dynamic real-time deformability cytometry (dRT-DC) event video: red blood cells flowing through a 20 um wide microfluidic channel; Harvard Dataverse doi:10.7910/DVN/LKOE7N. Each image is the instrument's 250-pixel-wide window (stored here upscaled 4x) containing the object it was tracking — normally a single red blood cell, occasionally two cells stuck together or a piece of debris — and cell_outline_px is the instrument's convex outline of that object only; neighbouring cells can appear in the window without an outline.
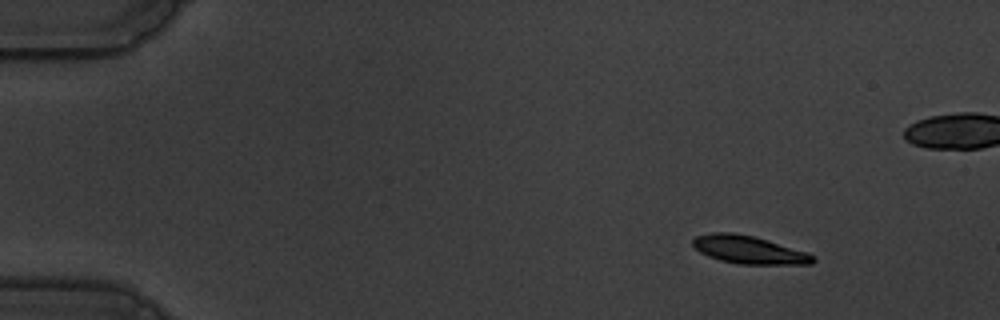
{"species": "common noctule bat (a hibernating species)", "species_latin": "Nyctalus noctula", "temperature_condition": "warm", "stored_images_in_passage": 2, "camera_frame_rate_fps": 3000, "um_per_image_px": 0.085, "animal": {"sex": "male", "body_mass_g": 19.5, "forearm_length_mm": 54.6}, "frame": {"image": 1, "passage_image": 1, "time_ms": 0.0, "image_size_px": [1000, 320], "cell_outline_px": [[816, 260], [812, 264], [740, 264], [720, 260], [708, 256], [700, 252], [692, 244], [692, 240], [696, 236], [712, 232], [732, 232], [752, 236], [808, 252], [816, 256]], "centroid_in_image_um": [63.67, 21.23], "position_along_channel_um": 21.3, "area_um2": 19.48}}